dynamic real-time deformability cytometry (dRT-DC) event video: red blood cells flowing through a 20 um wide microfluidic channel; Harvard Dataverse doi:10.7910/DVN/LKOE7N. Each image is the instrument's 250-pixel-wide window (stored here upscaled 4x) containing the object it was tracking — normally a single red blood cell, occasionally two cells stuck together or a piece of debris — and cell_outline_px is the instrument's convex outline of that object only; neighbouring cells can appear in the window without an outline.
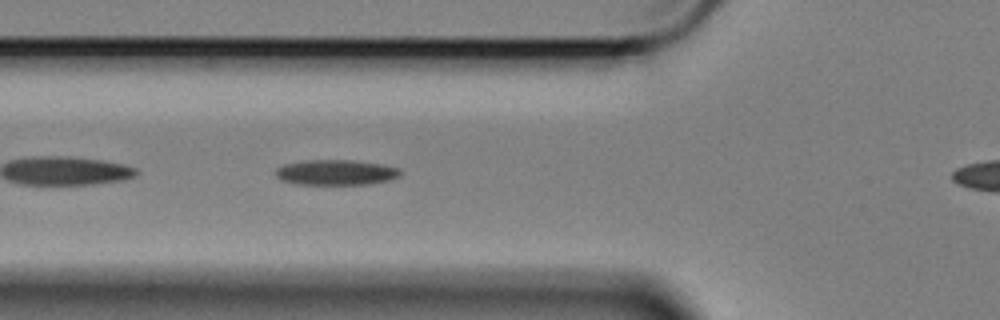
{"species": "Egyptian fruit bat (a non-hibernating species)", "species_latin": "Rousettus aegyptiacus", "temperature_condition": "cold", "stored_images_in_passage": 36, "camera_frame_rate_fps": 3000, "um_per_image_px": 0.085, "animal": {"sex": "female"}, "frame": {"image": 1, "passage_image": 6, "time_ms": 1.667, "image_size_px": [1000, 320], "cell_outline_px": [[400, 176], [392, 180], [372, 184], [296, 184], [280, 180], [276, 176], [276, 168], [284, 164], [304, 160], [352, 160], [384, 164], [400, 168]], "centroid_in_image_um": [28.59, 14.65], "position_along_channel_um": 97.2, "area_um2": 18.67}}
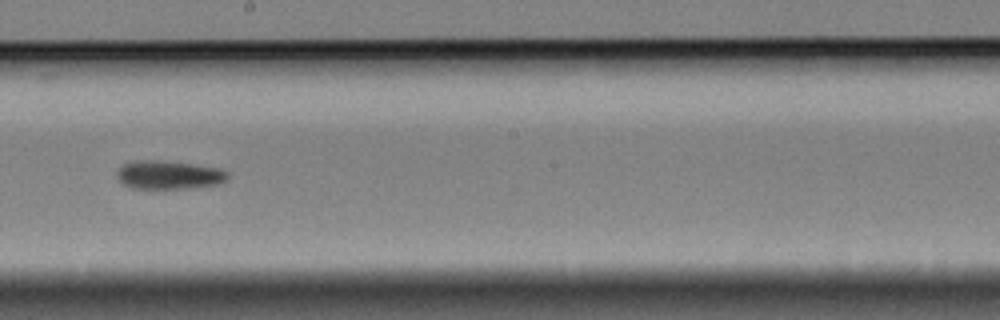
{"frame": {"image": 2, "passage_image": 18, "time_ms": 5.667, "image_size_px": [1000, 320], "cell_outline_px": [[228, 176], [220, 184], [188, 188], [132, 188], [124, 184], [116, 176], [116, 172], [120, 164], [132, 160], [164, 160], [192, 164], [216, 168], [228, 172]], "centroid_in_image_um": [14.28, 14.85], "position_along_channel_um": 233.9, "area_um2": 18.44}}
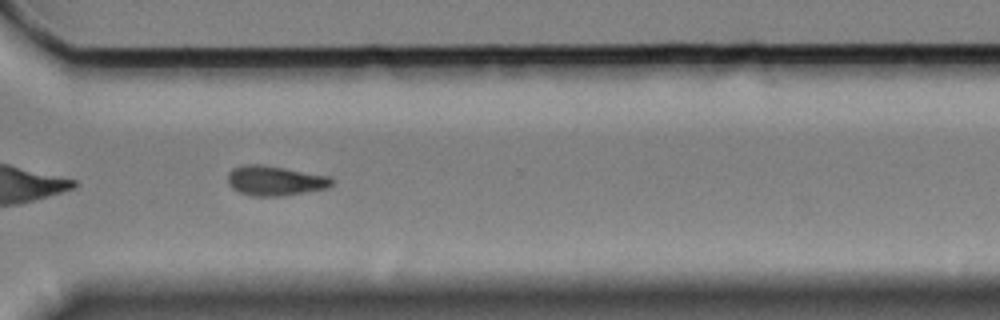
{"frame": {"image": 3, "passage_image": 28, "time_ms": 9.0, "image_size_px": [1000, 320], "cell_outline_px": [[336, 180], [328, 188], [280, 196], [252, 196], [240, 192], [232, 188], [228, 184], [228, 172], [232, 168], [244, 164], [260, 164], [332, 176]], "centroid_in_image_um": [23.39, 15.35], "position_along_channel_um": 347.2, "area_um2": 18.21}, "authors_computed_cell_mechanics": {"area_um2": 18.1492, "velocity_mm_per_s": 3.4078, "shape_relaxation_time_tau1_ms": 8.5363, "shape_relaxation_time_tau2_ms": null, "deformation_change_tau1": 0.1661, "deformation_change_tau2": null}}